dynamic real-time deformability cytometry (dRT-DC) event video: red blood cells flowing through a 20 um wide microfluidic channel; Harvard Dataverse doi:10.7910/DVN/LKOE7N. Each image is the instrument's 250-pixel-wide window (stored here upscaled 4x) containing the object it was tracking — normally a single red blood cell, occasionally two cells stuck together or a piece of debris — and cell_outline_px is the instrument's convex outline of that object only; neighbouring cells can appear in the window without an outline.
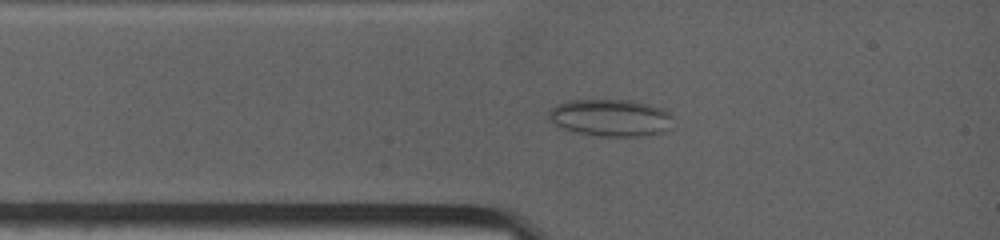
{"species": "common noctule bat (a hibernating species)", "species_latin": "Nyctalus noctula", "temperature_condition": "warm", "stored_images_in_passage": 18, "camera_frame_rate_fps": 4500, "um_per_image_px": 0.085, "animal": {"sex": "female", "body_mass_g": 19.0, "forearm_length_mm": 53.3}, "frame": {"image": 1, "passage_image": 7, "time_ms": 1.333, "image_size_px": [1000, 240], "cell_outline_px": [[672, 116], [668, 128], [664, 132], [636, 136], [600, 136], [572, 132], [560, 128], [548, 120], [548, 112], [556, 104], [568, 100], [628, 100], [648, 104], [664, 108]], "centroid_in_image_um": [51.84, 10.01], "position_along_channel_um": 33.2, "area_um2": 26.99}}
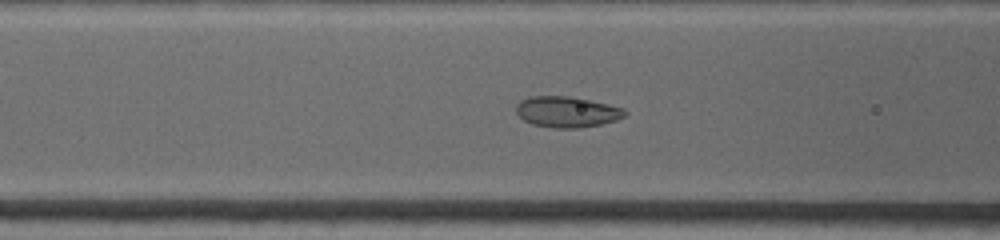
{"frame": {"image": 2, "passage_image": 13, "time_ms": 3.556, "image_size_px": [1000, 240], "cell_outline_px": [[628, 112], [624, 116], [616, 120], [600, 124], [580, 128], [556, 128], [532, 124], [524, 120], [516, 112], [516, 104], [520, 100], [528, 96], [568, 96], [608, 104], [624, 108]], "centroid_in_image_um": [48.17, 9.5], "position_along_channel_um": 118.4, "area_um2": 19.54}}
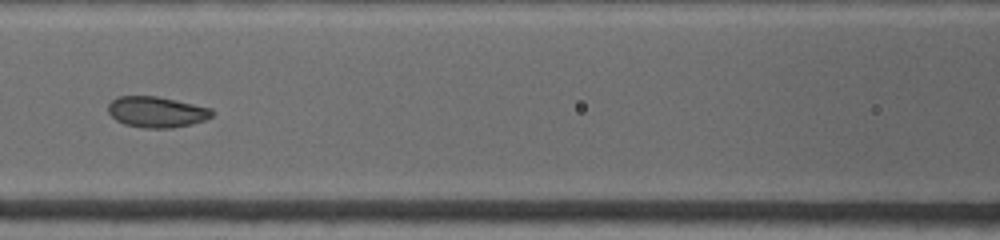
{"frame": {"image": 3, "passage_image": 16, "time_ms": 4.444, "image_size_px": [1000, 240], "cell_outline_px": [[216, 112], [212, 116], [204, 120], [192, 124], [172, 128], [144, 128], [124, 124], [116, 120], [108, 112], [108, 104], [116, 96], [156, 96], [176, 100], [212, 108]], "centroid_in_image_um": [13.32, 9.51], "position_along_channel_um": 153.3, "area_um2": 18.84}}